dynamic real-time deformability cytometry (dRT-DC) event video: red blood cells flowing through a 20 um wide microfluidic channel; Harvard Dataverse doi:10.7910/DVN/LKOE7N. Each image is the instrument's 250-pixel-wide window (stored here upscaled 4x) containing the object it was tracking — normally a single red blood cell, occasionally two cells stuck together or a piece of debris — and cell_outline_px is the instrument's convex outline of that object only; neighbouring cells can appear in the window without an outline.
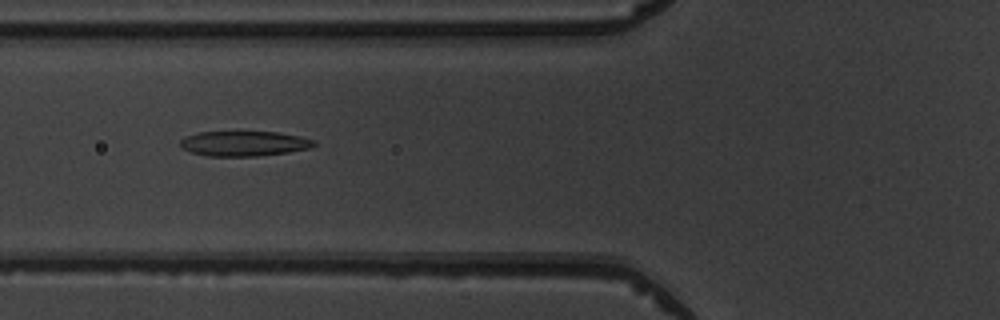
{"species": "common noctule bat (a hibernating species)", "species_latin": "Nyctalus noctula", "temperature_condition": "warm", "stored_images_in_passage": 8, "camera_frame_rate_fps": 3000, "um_per_image_px": 0.085, "animal": {"sex": "male", "body_mass_g": 19.5, "forearm_length_mm": 54.6}, "frame": {"image": 1, "passage_image": 5, "time_ms": 4.667, "image_size_px": [1000, 320], "cell_outline_px": [[316, 144], [312, 148], [288, 152], [256, 156], [208, 156], [192, 152], [180, 148], [180, 140], [184, 136], [196, 132], [280, 132], [300, 136], [316, 140]], "centroid_in_image_um": [20.75, 12.19], "position_along_channel_um": 105.1, "area_um2": 19.71}}
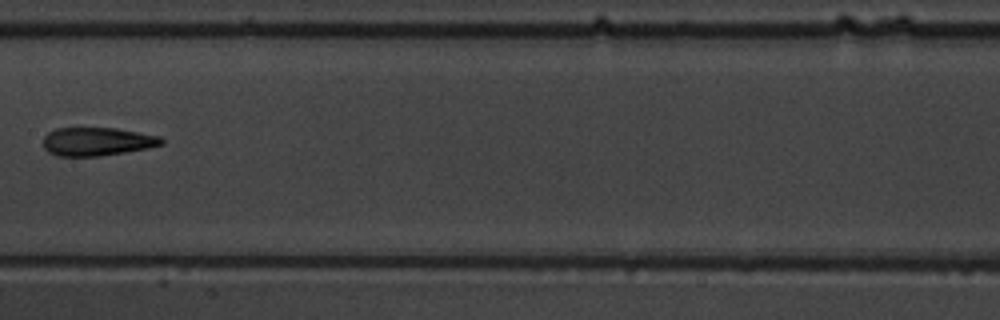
{"frame": {"image": 2, "passage_image": 7, "time_ms": 7.0, "image_size_px": [1000, 320], "cell_outline_px": [[164, 144], [148, 148], [100, 156], [56, 156], [48, 152], [44, 148], [44, 136], [48, 132], [56, 128], [116, 128], [160, 136], [164, 140]], "centroid_in_image_um": [8.25, 12.03], "position_along_channel_um": 199.2, "area_um2": 19.59}}
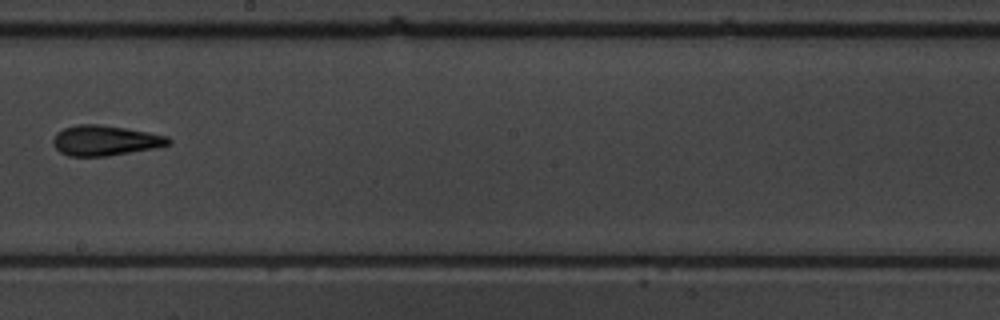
{"frame": {"image": 3, "passage_image": 8, "time_ms": 8.0, "image_size_px": [1000, 320], "cell_outline_px": [[172, 144], [156, 148], [108, 156], [68, 156], [60, 152], [52, 144], [52, 140], [56, 132], [64, 128], [76, 124], [96, 124], [124, 128], [148, 132], [168, 136], [172, 140]], "centroid_in_image_um": [8.94, 11.95], "position_along_channel_um": 239.3, "area_um2": 20.46}}